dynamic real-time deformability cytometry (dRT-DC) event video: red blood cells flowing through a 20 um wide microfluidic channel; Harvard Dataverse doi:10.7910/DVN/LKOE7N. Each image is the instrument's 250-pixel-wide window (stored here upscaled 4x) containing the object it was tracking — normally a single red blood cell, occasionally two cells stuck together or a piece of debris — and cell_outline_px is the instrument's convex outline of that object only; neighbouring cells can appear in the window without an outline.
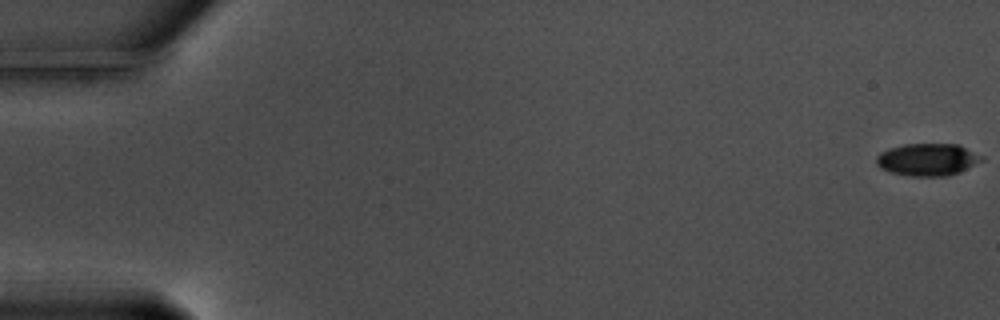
{"species": "common noctule bat (a hibernating species)", "species_latin": "Nyctalus noctula", "temperature_condition": "warm", "stored_images_in_passage": 13, "camera_frame_rate_fps": 3000, "um_per_image_px": 0.085, "animal": {"sex": "male", "body_mass_g": 17.5, "forearm_length_mm": 52.3}, "frame": {"image": 1, "passage_image": 1, "time_ms": 0.0, "image_size_px": [1000, 320], "cell_outline_px": [[984, 160], [960, 172], [948, 176], [908, 176], [888, 172], [880, 168], [876, 164], [876, 156], [880, 152], [888, 148], [904, 144], [960, 144], [984, 156]], "centroid_in_image_um": [78.85, 13.56], "position_along_channel_um": 6.2, "area_um2": 20.23}}